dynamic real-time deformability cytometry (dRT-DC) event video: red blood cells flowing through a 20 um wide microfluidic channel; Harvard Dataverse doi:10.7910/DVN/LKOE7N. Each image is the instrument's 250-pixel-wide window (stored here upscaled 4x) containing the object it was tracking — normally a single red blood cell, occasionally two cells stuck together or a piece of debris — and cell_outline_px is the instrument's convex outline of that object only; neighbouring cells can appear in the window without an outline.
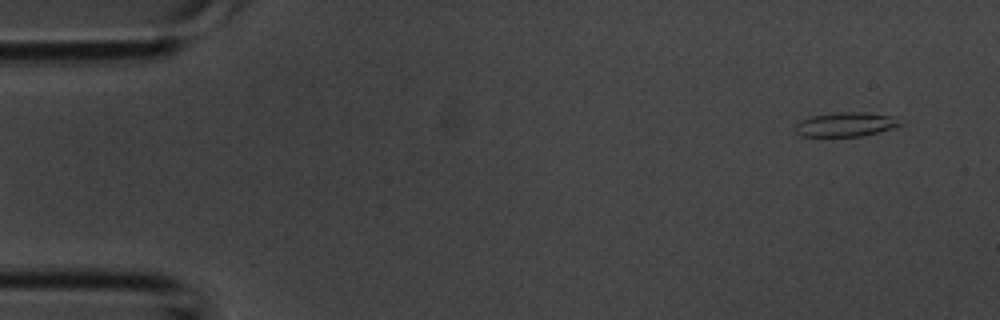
{"species": "common noctule bat (a hibernating species)", "species_latin": "Nyctalus noctula", "temperature_condition": "room temperature", "stored_images_in_passage": 3, "camera_frame_rate_fps": 3000, "um_per_image_px": 0.085, "animal": {"sex": "male", "body_mass_g": 20.1, "forearm_length_mm": 53.5}, "frame": {"image": 1, "passage_image": 1, "time_ms": 0.0, "image_size_px": [1000, 320], "cell_outline_px": [[904, 124], [880, 132], [860, 136], [800, 136], [792, 128], [800, 120], [812, 116], [836, 112], [864, 112], [892, 116]], "centroid_in_image_um": [71.85, 10.57], "position_along_channel_um": 13.1, "area_um2": 14.85}}